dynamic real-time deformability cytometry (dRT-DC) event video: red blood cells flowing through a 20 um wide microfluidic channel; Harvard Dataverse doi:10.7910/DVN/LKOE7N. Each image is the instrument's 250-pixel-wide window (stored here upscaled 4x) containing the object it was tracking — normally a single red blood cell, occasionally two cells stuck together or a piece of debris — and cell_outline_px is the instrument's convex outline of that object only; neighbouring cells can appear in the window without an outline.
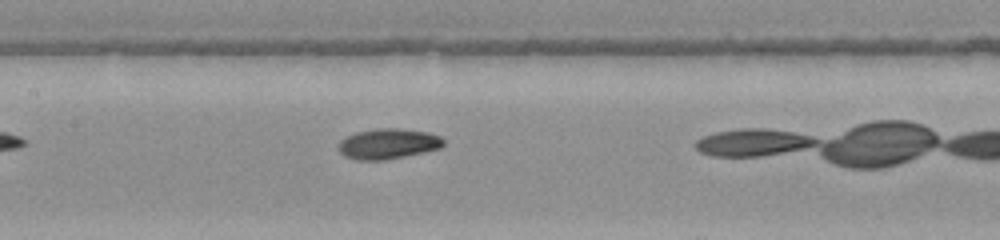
{"species": "common noctule bat (a hibernating species)", "species_latin": "Nyctalus noctula", "temperature_condition": "warm", "stored_images_in_passage": 17, "camera_frame_rate_fps": 3000, "um_per_image_px": 0.085, "animal": {"sex": "female", "body_mass_g": 22.0, "forearm_length_mm": 56.7}, "frame": {"image": 1, "passage_image": 6, "time_ms": 1.667, "image_size_px": [1000, 240], "cell_outline_px": [[444, 144], [440, 148], [424, 152], [388, 160], [356, 160], [344, 156], [340, 152], [340, 140], [344, 136], [356, 132], [376, 128], [400, 128], [428, 132], [440, 136], [444, 140]], "centroid_in_image_um": [32.99, 12.22], "position_along_channel_um": 174.4, "area_um2": 18.79}}